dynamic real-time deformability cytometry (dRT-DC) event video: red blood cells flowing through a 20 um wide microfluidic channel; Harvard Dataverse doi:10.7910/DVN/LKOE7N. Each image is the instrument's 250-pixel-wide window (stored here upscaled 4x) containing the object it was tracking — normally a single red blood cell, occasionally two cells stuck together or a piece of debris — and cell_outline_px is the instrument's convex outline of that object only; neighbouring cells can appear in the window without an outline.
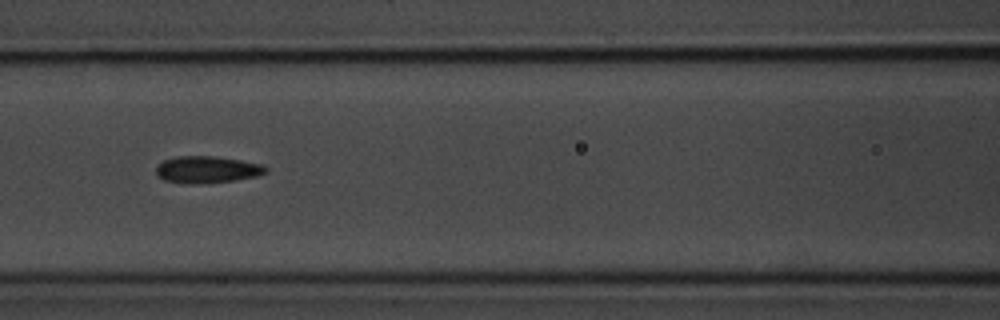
{"species": "common noctule bat (a hibernating species)", "species_latin": "Nyctalus noctula", "temperature_condition": "room temperature", "stored_images_in_passage": 7, "camera_frame_rate_fps": 3000, "um_per_image_px": 0.085, "animal": {"sex": "male", "body_mass_g": 20.1, "forearm_length_mm": 53.5}, "frame": {"image": 1, "passage_image": 4, "time_ms": 3.333, "image_size_px": [1000, 320], "cell_outline_px": [[268, 172], [256, 176], [232, 180], [200, 184], [188, 184], [164, 180], [156, 176], [156, 168], [164, 160], [176, 156], [216, 156], [240, 160], [260, 164], [268, 168]], "centroid_in_image_um": [17.58, 14.41], "position_along_channel_um": 149.0, "area_um2": 17.17}}
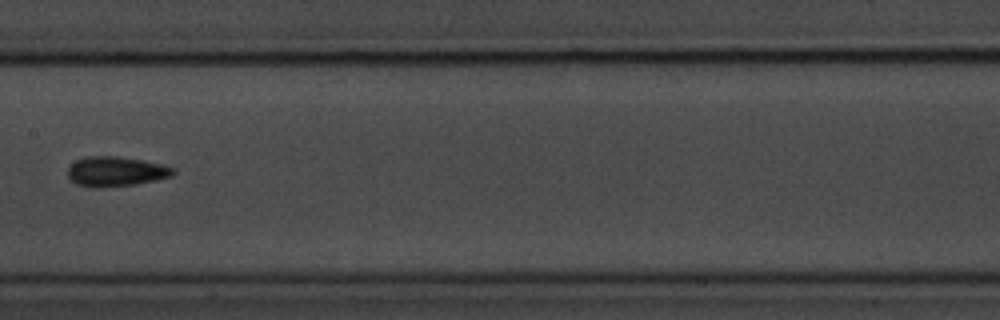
{"frame": {"image": 2, "passage_image": 5, "time_ms": 4.667, "image_size_px": [1000, 320], "cell_outline_px": [[176, 172], [172, 176], [136, 184], [96, 188], [76, 184], [68, 176], [68, 168], [76, 160], [84, 156], [120, 156], [144, 160], [176, 168]], "centroid_in_image_um": [9.86, 14.56], "position_along_channel_um": 197.5, "area_um2": 18.38}}